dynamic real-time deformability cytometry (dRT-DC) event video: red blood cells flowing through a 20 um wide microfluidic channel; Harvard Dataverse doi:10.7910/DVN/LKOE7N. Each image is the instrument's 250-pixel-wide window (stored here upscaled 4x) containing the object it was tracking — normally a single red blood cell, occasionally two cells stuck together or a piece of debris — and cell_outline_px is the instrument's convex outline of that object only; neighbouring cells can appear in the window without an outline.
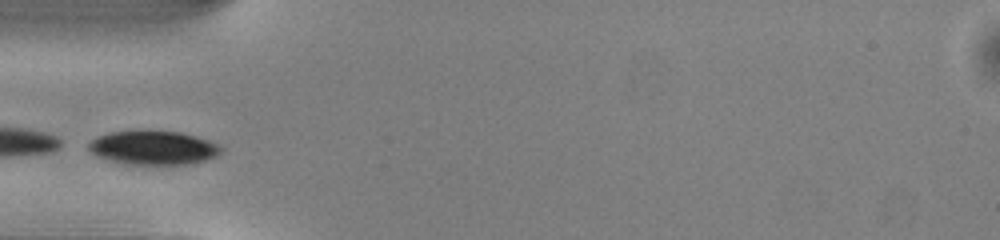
{"species": "common noctule bat (a hibernating species)", "species_latin": "Nyctalus noctula", "temperature_condition": "warm", "stored_images_in_passage": 33, "camera_frame_rate_fps": 3000, "um_per_image_px": 0.085, "animal": {"sex": "male", "body_mass_g": 13.0, "forearm_length_mm": 53.1}, "frame": {"image": 1, "passage_image": 1, "time_ms": 0.0, "image_size_px": [1000, 240], "cell_outline_px": [[224, 148], [216, 156], [204, 160], [188, 164], [128, 164], [96, 156], [88, 148], [88, 144], [96, 136], [108, 132], [180, 132], [196, 136], [220, 144]], "centroid_in_image_um": [13.05, 12.56], "position_along_channel_um": 71.9, "area_um2": 25.72}}
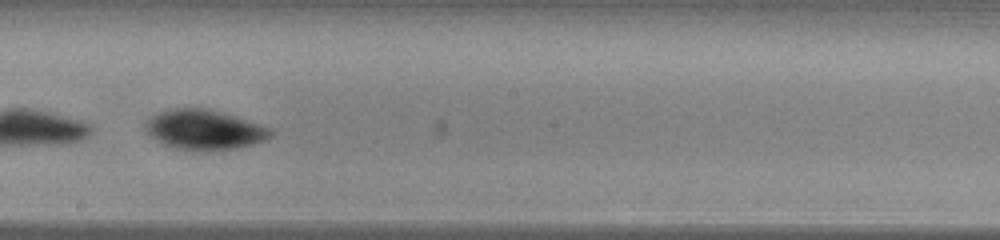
{"frame": {"image": 2, "passage_image": 13, "time_ms": 4.0, "image_size_px": [1000, 240], "cell_outline_px": [[276, 132], [272, 136], [264, 140], [252, 144], [236, 148], [176, 148], [164, 144], [152, 136], [144, 128], [144, 124], [152, 116], [160, 112], [176, 108], [204, 108], [236, 116], [272, 128]], "centroid_in_image_um": [17.42, 10.99], "position_along_channel_um": 230.8, "area_um2": 28.15}}
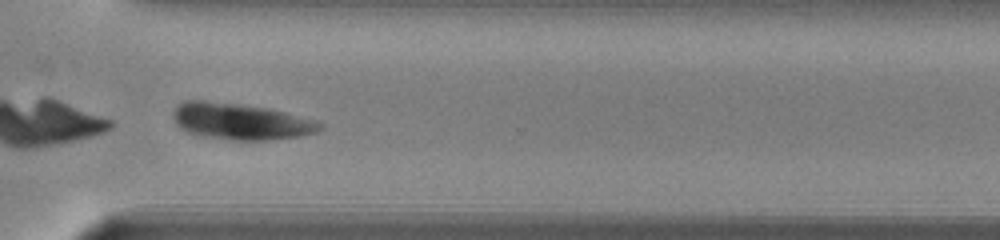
{"frame": {"image": 3, "passage_image": 22, "time_ms": 7.0, "image_size_px": [1000, 240], "cell_outline_px": [[324, 128], [316, 132], [300, 136], [268, 140], [232, 140], [204, 136], [188, 132], [180, 128], [176, 124], [172, 116], [172, 112], [176, 104], [184, 100], [204, 100], [268, 108], [316, 120], [324, 124]], "centroid_in_image_um": [20.43, 10.32], "position_along_channel_um": 350.2, "area_um2": 31.21}}